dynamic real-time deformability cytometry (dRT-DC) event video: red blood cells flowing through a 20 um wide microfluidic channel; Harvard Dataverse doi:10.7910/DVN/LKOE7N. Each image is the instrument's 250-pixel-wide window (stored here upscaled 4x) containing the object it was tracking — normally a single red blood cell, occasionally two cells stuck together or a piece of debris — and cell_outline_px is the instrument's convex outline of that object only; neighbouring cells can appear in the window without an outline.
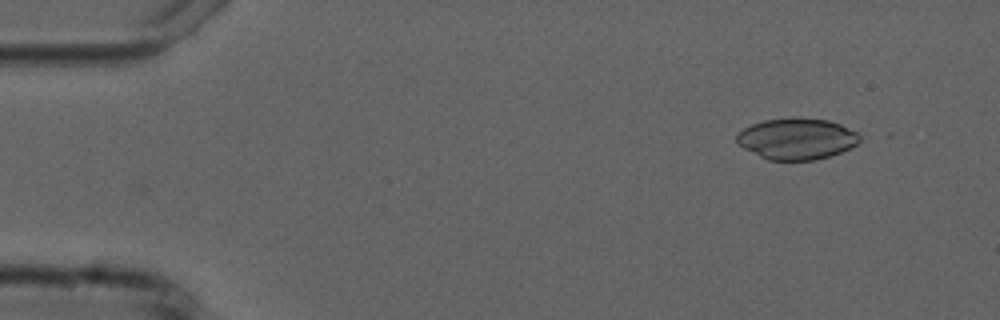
{"species": "common noctule bat (a hibernating species)", "species_latin": "Nyctalus noctula", "temperature_condition": "cold", "stored_images_in_passage": 4, "camera_frame_rate_fps": 3000, "um_per_image_px": 0.085, "animal": {"sex": "male", "forearm_length_mm": 52.5}, "frame": {"image": 1, "passage_image": 1, "time_ms": 0.0, "image_size_px": [1000, 320], "cell_outline_px": [[860, 140], [856, 144], [840, 152], [828, 156], [812, 160], [768, 160], [736, 144], [736, 136], [744, 128], [752, 124], [764, 120], [792, 116], [828, 120], [840, 124], [856, 132], [860, 136]], "centroid_in_image_um": [67.69, 11.78], "position_along_channel_um": 17.3, "area_um2": 29.54}}